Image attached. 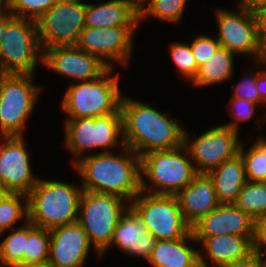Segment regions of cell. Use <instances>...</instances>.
<instances>
[{
  "mask_svg": "<svg viewBox=\"0 0 266 267\" xmlns=\"http://www.w3.org/2000/svg\"><path fill=\"white\" fill-rule=\"evenodd\" d=\"M236 11L216 9L217 40L235 55H250L257 63L266 59L253 8L237 5Z\"/></svg>",
  "mask_w": 266,
  "mask_h": 267,
  "instance_id": "11",
  "label": "cell"
},
{
  "mask_svg": "<svg viewBox=\"0 0 266 267\" xmlns=\"http://www.w3.org/2000/svg\"><path fill=\"white\" fill-rule=\"evenodd\" d=\"M29 235V221L10 232L0 243V267L23 263V251Z\"/></svg>",
  "mask_w": 266,
  "mask_h": 267,
  "instance_id": "30",
  "label": "cell"
},
{
  "mask_svg": "<svg viewBox=\"0 0 266 267\" xmlns=\"http://www.w3.org/2000/svg\"><path fill=\"white\" fill-rule=\"evenodd\" d=\"M91 245L78 222L55 227L50 230L48 264L50 267H82Z\"/></svg>",
  "mask_w": 266,
  "mask_h": 267,
  "instance_id": "17",
  "label": "cell"
},
{
  "mask_svg": "<svg viewBox=\"0 0 266 267\" xmlns=\"http://www.w3.org/2000/svg\"><path fill=\"white\" fill-rule=\"evenodd\" d=\"M241 82H238L236 87L231 85L233 89L232 97L242 98L253 103H260V94L256 87L257 71L249 70Z\"/></svg>",
  "mask_w": 266,
  "mask_h": 267,
  "instance_id": "36",
  "label": "cell"
},
{
  "mask_svg": "<svg viewBox=\"0 0 266 267\" xmlns=\"http://www.w3.org/2000/svg\"><path fill=\"white\" fill-rule=\"evenodd\" d=\"M230 104V111H232L231 117H233V120L229 124L224 125L232 128L238 133L240 130V123L242 124L243 122H246L248 120L250 121L257 112L256 107H261V104L259 105L257 103L236 97H232L230 99Z\"/></svg>",
  "mask_w": 266,
  "mask_h": 267,
  "instance_id": "34",
  "label": "cell"
},
{
  "mask_svg": "<svg viewBox=\"0 0 266 267\" xmlns=\"http://www.w3.org/2000/svg\"><path fill=\"white\" fill-rule=\"evenodd\" d=\"M137 26L88 27L81 32L78 48L97 56L109 68L127 66L133 50V34Z\"/></svg>",
  "mask_w": 266,
  "mask_h": 267,
  "instance_id": "14",
  "label": "cell"
},
{
  "mask_svg": "<svg viewBox=\"0 0 266 267\" xmlns=\"http://www.w3.org/2000/svg\"><path fill=\"white\" fill-rule=\"evenodd\" d=\"M235 54L220 46L212 57L198 67L192 82L197 87L212 86L230 80L234 71Z\"/></svg>",
  "mask_w": 266,
  "mask_h": 267,
  "instance_id": "25",
  "label": "cell"
},
{
  "mask_svg": "<svg viewBox=\"0 0 266 267\" xmlns=\"http://www.w3.org/2000/svg\"><path fill=\"white\" fill-rule=\"evenodd\" d=\"M130 207L140 217L156 240H177L191 233L176 195H155L140 192Z\"/></svg>",
  "mask_w": 266,
  "mask_h": 267,
  "instance_id": "10",
  "label": "cell"
},
{
  "mask_svg": "<svg viewBox=\"0 0 266 267\" xmlns=\"http://www.w3.org/2000/svg\"><path fill=\"white\" fill-rule=\"evenodd\" d=\"M264 246L266 247V214L260 216L255 223V252L266 256V250H262Z\"/></svg>",
  "mask_w": 266,
  "mask_h": 267,
  "instance_id": "37",
  "label": "cell"
},
{
  "mask_svg": "<svg viewBox=\"0 0 266 267\" xmlns=\"http://www.w3.org/2000/svg\"><path fill=\"white\" fill-rule=\"evenodd\" d=\"M217 267H266V257L255 252L246 260L224 264Z\"/></svg>",
  "mask_w": 266,
  "mask_h": 267,
  "instance_id": "39",
  "label": "cell"
},
{
  "mask_svg": "<svg viewBox=\"0 0 266 267\" xmlns=\"http://www.w3.org/2000/svg\"><path fill=\"white\" fill-rule=\"evenodd\" d=\"M156 243V238L147 231L136 212L129 206L121 215L109 244L116 245L126 255L148 260Z\"/></svg>",
  "mask_w": 266,
  "mask_h": 267,
  "instance_id": "20",
  "label": "cell"
},
{
  "mask_svg": "<svg viewBox=\"0 0 266 267\" xmlns=\"http://www.w3.org/2000/svg\"><path fill=\"white\" fill-rule=\"evenodd\" d=\"M37 63L43 65L36 21L12 16L0 39V68L6 74H34Z\"/></svg>",
  "mask_w": 266,
  "mask_h": 267,
  "instance_id": "7",
  "label": "cell"
},
{
  "mask_svg": "<svg viewBox=\"0 0 266 267\" xmlns=\"http://www.w3.org/2000/svg\"><path fill=\"white\" fill-rule=\"evenodd\" d=\"M255 237L237 235H215L208 237H194L205 249V255L199 250L200 267H217L224 264L246 260L255 253ZM209 264L208 265V261Z\"/></svg>",
  "mask_w": 266,
  "mask_h": 267,
  "instance_id": "19",
  "label": "cell"
},
{
  "mask_svg": "<svg viewBox=\"0 0 266 267\" xmlns=\"http://www.w3.org/2000/svg\"><path fill=\"white\" fill-rule=\"evenodd\" d=\"M212 179L219 204H235L246 184L244 161L240 154L207 173Z\"/></svg>",
  "mask_w": 266,
  "mask_h": 267,
  "instance_id": "24",
  "label": "cell"
},
{
  "mask_svg": "<svg viewBox=\"0 0 266 267\" xmlns=\"http://www.w3.org/2000/svg\"><path fill=\"white\" fill-rule=\"evenodd\" d=\"M8 267H50V266L48 263L46 264L19 263Z\"/></svg>",
  "mask_w": 266,
  "mask_h": 267,
  "instance_id": "43",
  "label": "cell"
},
{
  "mask_svg": "<svg viewBox=\"0 0 266 267\" xmlns=\"http://www.w3.org/2000/svg\"><path fill=\"white\" fill-rule=\"evenodd\" d=\"M50 230L29 222V235L23 251V263L46 264L49 259Z\"/></svg>",
  "mask_w": 266,
  "mask_h": 267,
  "instance_id": "29",
  "label": "cell"
},
{
  "mask_svg": "<svg viewBox=\"0 0 266 267\" xmlns=\"http://www.w3.org/2000/svg\"><path fill=\"white\" fill-rule=\"evenodd\" d=\"M188 0H149L139 9V23L146 17L161 19L175 24L180 21Z\"/></svg>",
  "mask_w": 266,
  "mask_h": 267,
  "instance_id": "31",
  "label": "cell"
},
{
  "mask_svg": "<svg viewBox=\"0 0 266 267\" xmlns=\"http://www.w3.org/2000/svg\"><path fill=\"white\" fill-rule=\"evenodd\" d=\"M262 65L264 70L257 72L256 87L260 94V103L263 105V103H266V59L257 62V66Z\"/></svg>",
  "mask_w": 266,
  "mask_h": 267,
  "instance_id": "40",
  "label": "cell"
},
{
  "mask_svg": "<svg viewBox=\"0 0 266 267\" xmlns=\"http://www.w3.org/2000/svg\"><path fill=\"white\" fill-rule=\"evenodd\" d=\"M187 132L185 129L183 144L197 173H208L239 154L241 146L239 133L228 126L212 127L193 141Z\"/></svg>",
  "mask_w": 266,
  "mask_h": 267,
  "instance_id": "13",
  "label": "cell"
},
{
  "mask_svg": "<svg viewBox=\"0 0 266 267\" xmlns=\"http://www.w3.org/2000/svg\"><path fill=\"white\" fill-rule=\"evenodd\" d=\"M120 148L117 154H86L73 166L83 190L113 194L130 204L141 192L140 156L127 146Z\"/></svg>",
  "mask_w": 266,
  "mask_h": 267,
  "instance_id": "1",
  "label": "cell"
},
{
  "mask_svg": "<svg viewBox=\"0 0 266 267\" xmlns=\"http://www.w3.org/2000/svg\"><path fill=\"white\" fill-rule=\"evenodd\" d=\"M35 74H5L0 82V136H24L27 118L35 108L41 86Z\"/></svg>",
  "mask_w": 266,
  "mask_h": 267,
  "instance_id": "9",
  "label": "cell"
},
{
  "mask_svg": "<svg viewBox=\"0 0 266 267\" xmlns=\"http://www.w3.org/2000/svg\"><path fill=\"white\" fill-rule=\"evenodd\" d=\"M170 57L173 63L177 67L180 75H182L187 81L193 80L197 74L198 65L194 55L192 54L189 43L174 42L170 45Z\"/></svg>",
  "mask_w": 266,
  "mask_h": 267,
  "instance_id": "32",
  "label": "cell"
},
{
  "mask_svg": "<svg viewBox=\"0 0 266 267\" xmlns=\"http://www.w3.org/2000/svg\"><path fill=\"white\" fill-rule=\"evenodd\" d=\"M218 40L209 35H198L190 44L197 65L206 63L220 47Z\"/></svg>",
  "mask_w": 266,
  "mask_h": 267,
  "instance_id": "35",
  "label": "cell"
},
{
  "mask_svg": "<svg viewBox=\"0 0 266 267\" xmlns=\"http://www.w3.org/2000/svg\"><path fill=\"white\" fill-rule=\"evenodd\" d=\"M239 154L244 161L247 181L266 182V138L260 136L246 151L241 143Z\"/></svg>",
  "mask_w": 266,
  "mask_h": 267,
  "instance_id": "27",
  "label": "cell"
},
{
  "mask_svg": "<svg viewBox=\"0 0 266 267\" xmlns=\"http://www.w3.org/2000/svg\"><path fill=\"white\" fill-rule=\"evenodd\" d=\"M23 136H0V186L28 194L40 177L33 175Z\"/></svg>",
  "mask_w": 266,
  "mask_h": 267,
  "instance_id": "15",
  "label": "cell"
},
{
  "mask_svg": "<svg viewBox=\"0 0 266 267\" xmlns=\"http://www.w3.org/2000/svg\"><path fill=\"white\" fill-rule=\"evenodd\" d=\"M7 193V191L2 187L0 186V200L3 198V196Z\"/></svg>",
  "mask_w": 266,
  "mask_h": 267,
  "instance_id": "46",
  "label": "cell"
},
{
  "mask_svg": "<svg viewBox=\"0 0 266 267\" xmlns=\"http://www.w3.org/2000/svg\"><path fill=\"white\" fill-rule=\"evenodd\" d=\"M82 192V186L39 178L27 194L28 221L49 230L77 222Z\"/></svg>",
  "mask_w": 266,
  "mask_h": 267,
  "instance_id": "3",
  "label": "cell"
},
{
  "mask_svg": "<svg viewBox=\"0 0 266 267\" xmlns=\"http://www.w3.org/2000/svg\"><path fill=\"white\" fill-rule=\"evenodd\" d=\"M8 20H0V39L2 38L5 30V24Z\"/></svg>",
  "mask_w": 266,
  "mask_h": 267,
  "instance_id": "45",
  "label": "cell"
},
{
  "mask_svg": "<svg viewBox=\"0 0 266 267\" xmlns=\"http://www.w3.org/2000/svg\"><path fill=\"white\" fill-rule=\"evenodd\" d=\"M196 241L192 232L177 240H156L148 262L153 267H200L199 250L188 245Z\"/></svg>",
  "mask_w": 266,
  "mask_h": 267,
  "instance_id": "23",
  "label": "cell"
},
{
  "mask_svg": "<svg viewBox=\"0 0 266 267\" xmlns=\"http://www.w3.org/2000/svg\"><path fill=\"white\" fill-rule=\"evenodd\" d=\"M184 144L140 157L141 191L155 195H177L197 175ZM147 178L153 188L145 181ZM154 191H153V190Z\"/></svg>",
  "mask_w": 266,
  "mask_h": 267,
  "instance_id": "4",
  "label": "cell"
},
{
  "mask_svg": "<svg viewBox=\"0 0 266 267\" xmlns=\"http://www.w3.org/2000/svg\"><path fill=\"white\" fill-rule=\"evenodd\" d=\"M114 68H108L100 77L71 84L64 97L62 110L67 119L105 117L122 114L120 103L123 94L119 89V74L111 76Z\"/></svg>",
  "mask_w": 266,
  "mask_h": 267,
  "instance_id": "5",
  "label": "cell"
},
{
  "mask_svg": "<svg viewBox=\"0 0 266 267\" xmlns=\"http://www.w3.org/2000/svg\"><path fill=\"white\" fill-rule=\"evenodd\" d=\"M235 205L255 221L266 214V182H249L242 187Z\"/></svg>",
  "mask_w": 266,
  "mask_h": 267,
  "instance_id": "28",
  "label": "cell"
},
{
  "mask_svg": "<svg viewBox=\"0 0 266 267\" xmlns=\"http://www.w3.org/2000/svg\"><path fill=\"white\" fill-rule=\"evenodd\" d=\"M58 0H9V12L14 17L37 20Z\"/></svg>",
  "mask_w": 266,
  "mask_h": 267,
  "instance_id": "33",
  "label": "cell"
},
{
  "mask_svg": "<svg viewBox=\"0 0 266 267\" xmlns=\"http://www.w3.org/2000/svg\"><path fill=\"white\" fill-rule=\"evenodd\" d=\"M5 72L0 68V82L2 80V78L5 76Z\"/></svg>",
  "mask_w": 266,
  "mask_h": 267,
  "instance_id": "47",
  "label": "cell"
},
{
  "mask_svg": "<svg viewBox=\"0 0 266 267\" xmlns=\"http://www.w3.org/2000/svg\"><path fill=\"white\" fill-rule=\"evenodd\" d=\"M18 221H28V196L7 192L0 200V236L13 229Z\"/></svg>",
  "mask_w": 266,
  "mask_h": 267,
  "instance_id": "26",
  "label": "cell"
},
{
  "mask_svg": "<svg viewBox=\"0 0 266 267\" xmlns=\"http://www.w3.org/2000/svg\"><path fill=\"white\" fill-rule=\"evenodd\" d=\"M176 196L183 216L191 226L220 205L207 173H198Z\"/></svg>",
  "mask_w": 266,
  "mask_h": 267,
  "instance_id": "21",
  "label": "cell"
},
{
  "mask_svg": "<svg viewBox=\"0 0 266 267\" xmlns=\"http://www.w3.org/2000/svg\"><path fill=\"white\" fill-rule=\"evenodd\" d=\"M11 17L9 0H0V20H9Z\"/></svg>",
  "mask_w": 266,
  "mask_h": 267,
  "instance_id": "41",
  "label": "cell"
},
{
  "mask_svg": "<svg viewBox=\"0 0 266 267\" xmlns=\"http://www.w3.org/2000/svg\"><path fill=\"white\" fill-rule=\"evenodd\" d=\"M85 26L113 27L139 26V9L132 0H108L104 3H86Z\"/></svg>",
  "mask_w": 266,
  "mask_h": 267,
  "instance_id": "22",
  "label": "cell"
},
{
  "mask_svg": "<svg viewBox=\"0 0 266 267\" xmlns=\"http://www.w3.org/2000/svg\"><path fill=\"white\" fill-rule=\"evenodd\" d=\"M113 194L83 190L78 210V223L87 233L98 257L109 248L114 229L130 204Z\"/></svg>",
  "mask_w": 266,
  "mask_h": 267,
  "instance_id": "6",
  "label": "cell"
},
{
  "mask_svg": "<svg viewBox=\"0 0 266 267\" xmlns=\"http://www.w3.org/2000/svg\"><path fill=\"white\" fill-rule=\"evenodd\" d=\"M65 148L79 161L87 150L101 149V153L112 152L123 138L122 114H109L105 117L65 119ZM120 139V140H119ZM122 141V142H121Z\"/></svg>",
  "mask_w": 266,
  "mask_h": 267,
  "instance_id": "8",
  "label": "cell"
},
{
  "mask_svg": "<svg viewBox=\"0 0 266 267\" xmlns=\"http://www.w3.org/2000/svg\"><path fill=\"white\" fill-rule=\"evenodd\" d=\"M43 65L78 82L100 77L109 67L97 56L77 46H55L43 50Z\"/></svg>",
  "mask_w": 266,
  "mask_h": 267,
  "instance_id": "16",
  "label": "cell"
},
{
  "mask_svg": "<svg viewBox=\"0 0 266 267\" xmlns=\"http://www.w3.org/2000/svg\"><path fill=\"white\" fill-rule=\"evenodd\" d=\"M120 110L123 118L125 146L140 157L152 151L170 150L184 142L185 129L168 113H161L142 101L122 96Z\"/></svg>",
  "mask_w": 266,
  "mask_h": 267,
  "instance_id": "2",
  "label": "cell"
},
{
  "mask_svg": "<svg viewBox=\"0 0 266 267\" xmlns=\"http://www.w3.org/2000/svg\"><path fill=\"white\" fill-rule=\"evenodd\" d=\"M259 30L261 45L266 53V0L253 7Z\"/></svg>",
  "mask_w": 266,
  "mask_h": 267,
  "instance_id": "38",
  "label": "cell"
},
{
  "mask_svg": "<svg viewBox=\"0 0 266 267\" xmlns=\"http://www.w3.org/2000/svg\"><path fill=\"white\" fill-rule=\"evenodd\" d=\"M256 221L235 204H220L191 226L194 237L237 235L255 237Z\"/></svg>",
  "mask_w": 266,
  "mask_h": 267,
  "instance_id": "18",
  "label": "cell"
},
{
  "mask_svg": "<svg viewBox=\"0 0 266 267\" xmlns=\"http://www.w3.org/2000/svg\"><path fill=\"white\" fill-rule=\"evenodd\" d=\"M149 0H132L133 4L140 9L142 6L146 5Z\"/></svg>",
  "mask_w": 266,
  "mask_h": 267,
  "instance_id": "44",
  "label": "cell"
},
{
  "mask_svg": "<svg viewBox=\"0 0 266 267\" xmlns=\"http://www.w3.org/2000/svg\"><path fill=\"white\" fill-rule=\"evenodd\" d=\"M264 0H239V6L249 7L253 8L255 7L259 2H262Z\"/></svg>",
  "mask_w": 266,
  "mask_h": 267,
  "instance_id": "42",
  "label": "cell"
},
{
  "mask_svg": "<svg viewBox=\"0 0 266 267\" xmlns=\"http://www.w3.org/2000/svg\"><path fill=\"white\" fill-rule=\"evenodd\" d=\"M86 3L58 0L36 20L42 50L55 46H76L85 26Z\"/></svg>",
  "mask_w": 266,
  "mask_h": 267,
  "instance_id": "12",
  "label": "cell"
}]
</instances>
